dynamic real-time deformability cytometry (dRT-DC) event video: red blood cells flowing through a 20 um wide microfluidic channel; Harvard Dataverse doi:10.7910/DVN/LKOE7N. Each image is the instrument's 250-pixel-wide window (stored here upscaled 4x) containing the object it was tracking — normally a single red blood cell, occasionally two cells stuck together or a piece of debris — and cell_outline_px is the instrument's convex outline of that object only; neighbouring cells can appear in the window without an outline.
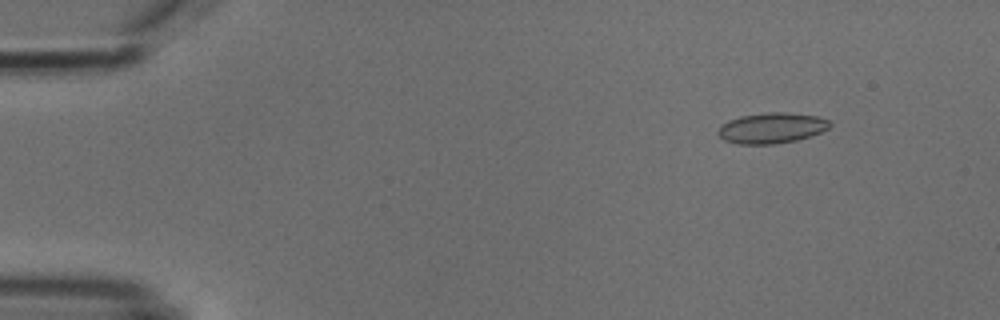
{"species": "common noctule bat (a hibernating species)", "species_latin": "Nyctalus noctula", "temperature_condition": "cold", "stored_images_in_passage": 5, "camera_frame_rate_fps": 3000, "um_per_image_px": 0.085, "animal": {"sex": "male", "body_mass_g": 18.8}, "frame": {"image": 1, "passage_image": 2, "time_ms": 1.333, "image_size_px": [1000, 320], "cell_outline_px": [[832, 124], [828, 128], [820, 132], [796, 140], [772, 144], [736, 144], [724, 140], [716, 132], [728, 120], [740, 116], [764, 112], [788, 112], [816, 116], [828, 120]], "centroid_in_image_um": [65.57, 10.87], "position_along_channel_um": 19.4, "area_um2": 19.83}}
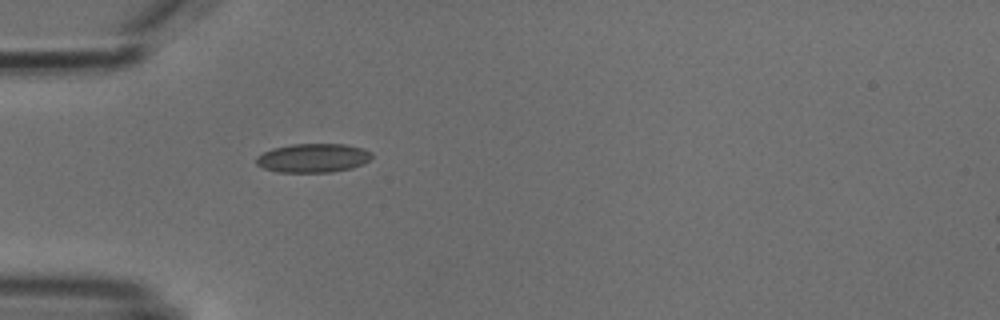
{"frame": {"image": 2, "passage_image": 5, "time_ms": 4.667, "image_size_px": [1000, 320], "cell_outline_px": [[372, 156], [364, 164], [352, 168], [332, 172], [276, 172], [264, 168], [256, 164], [256, 156], [272, 148], [292, 144], [344, 144], [364, 148], [372, 152]], "centroid_in_image_um": [26.62, 13.43], "position_along_channel_um": 58.4, "area_um2": 19.59}}